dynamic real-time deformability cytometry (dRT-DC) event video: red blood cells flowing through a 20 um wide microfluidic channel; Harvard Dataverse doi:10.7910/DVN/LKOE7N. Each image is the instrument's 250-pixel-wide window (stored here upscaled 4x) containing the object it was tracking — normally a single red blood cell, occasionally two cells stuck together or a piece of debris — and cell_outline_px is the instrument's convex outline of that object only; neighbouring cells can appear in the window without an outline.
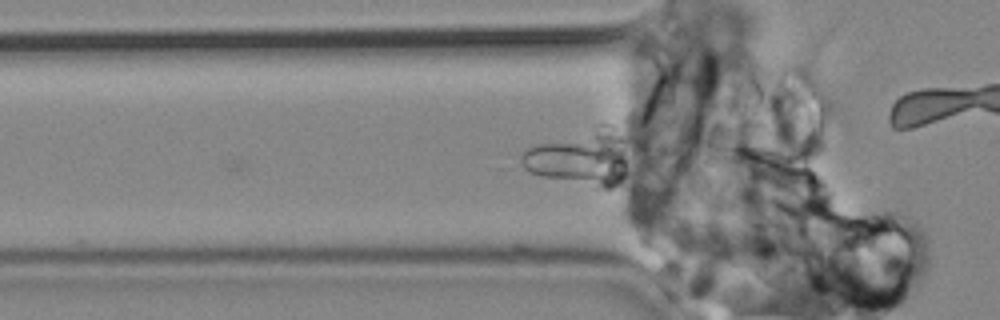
{"species": "common noctule bat (a hibernating species)", "species_latin": "Nyctalus noctula", "temperature_condition": "cold", "stored_images_in_passage": 3, "camera_frame_rate_fps": 3000, "um_per_image_px": 0.085, "animal": {"sex": "male", "body_mass_g": 19.2, "forearm_length_mm": 51.8}, "frame": {"image": 1, "passage_image": 3, "time_ms": 0.667, "image_size_px": [1000, 320], "cell_outline_px": [[620, 184], [600, 184], [540, 176], [528, 172], [520, 164], [520, 152], [524, 148], [532, 144], [584, 144], [600, 148], [612, 160], [620, 180]], "centroid_in_image_um": [48.44, 13.85], "position_along_channel_um": 77.4, "area_um2": 22.48}}